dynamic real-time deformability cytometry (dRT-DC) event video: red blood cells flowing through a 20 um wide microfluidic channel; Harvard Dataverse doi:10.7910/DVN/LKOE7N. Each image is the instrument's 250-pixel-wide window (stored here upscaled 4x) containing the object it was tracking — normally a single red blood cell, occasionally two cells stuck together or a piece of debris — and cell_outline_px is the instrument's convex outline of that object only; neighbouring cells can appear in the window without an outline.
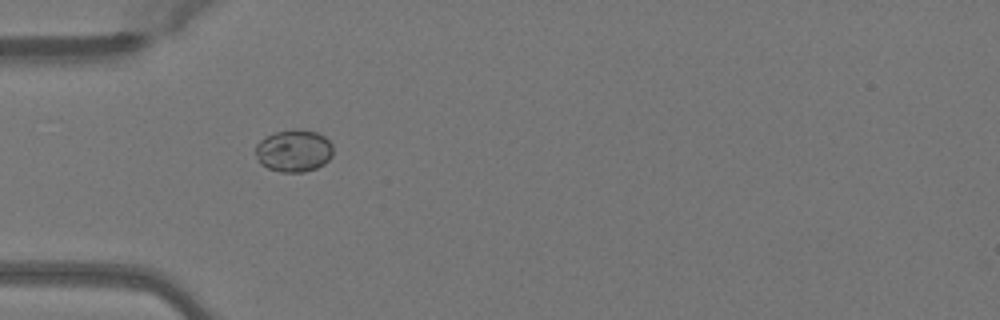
{"species": "Egyptian fruit bat (a non-hibernating species)", "species_latin": "Rousettus aegyptiacus", "temperature_condition": "warm", "stored_images_in_passage": 35, "camera_frame_rate_fps": 3000, "um_per_image_px": 0.085, "animal": {"sex": "female"}, "frame": {"image": 1, "passage_image": 1, "time_ms": 0.0, "image_size_px": [1000, 320], "cell_outline_px": [[332, 156], [324, 164], [316, 168], [304, 172], [280, 172], [268, 168], [260, 164], [256, 156], [256, 144], [260, 140], [276, 132], [292, 128], [300, 128], [316, 132], [324, 136], [332, 144]], "centroid_in_image_um": [24.98, 12.81], "position_along_channel_um": 60.0, "area_um2": 19.25}}
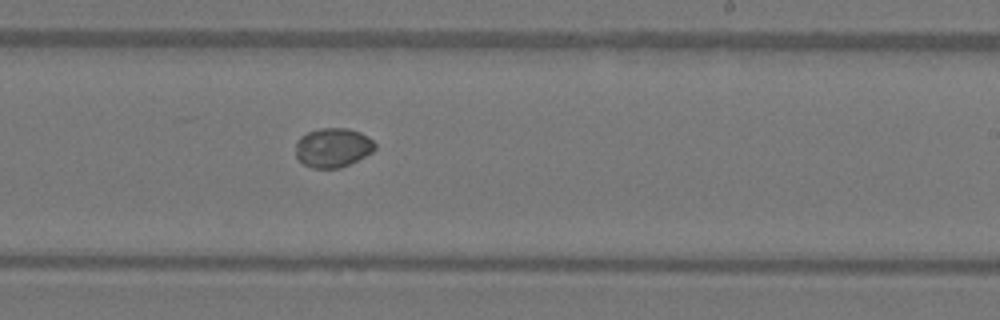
{"frame": {"image": 2, "passage_image": 16, "time_ms": 5.0, "image_size_px": [1000, 320], "cell_outline_px": [[376, 148], [372, 152], [340, 168], [312, 168], [304, 164], [296, 156], [296, 140], [300, 136], [308, 132], [320, 128], [348, 128], [360, 132], [368, 136], [376, 144]], "centroid_in_image_um": [28.29, 12.53], "position_along_channel_um": 260.7, "area_um2": 18.15}}
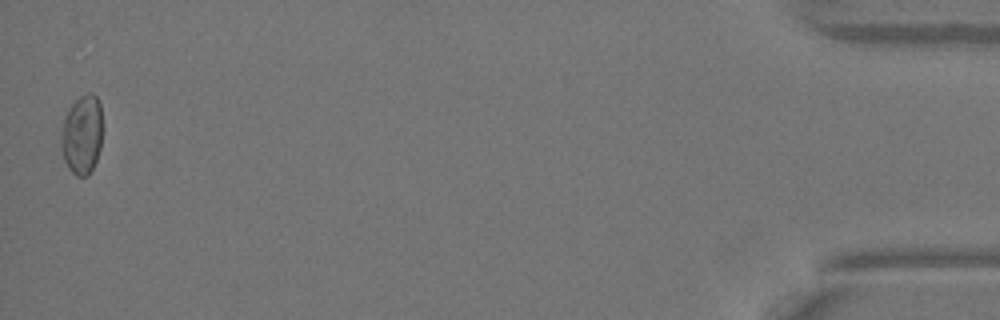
{"frame": {"image": 3, "passage_image": 35, "time_ms": 11.333, "image_size_px": [1000, 320], "cell_outline_px": [[100, 148], [96, 160], [88, 176], [76, 176], [68, 168], [64, 160], [60, 148], [60, 140], [64, 116], [72, 104], [80, 96], [88, 92], [92, 92], [96, 96], [100, 104]], "centroid_in_image_um": [6.93, 11.45], "position_along_channel_um": 428.3, "area_um2": 19.02}}